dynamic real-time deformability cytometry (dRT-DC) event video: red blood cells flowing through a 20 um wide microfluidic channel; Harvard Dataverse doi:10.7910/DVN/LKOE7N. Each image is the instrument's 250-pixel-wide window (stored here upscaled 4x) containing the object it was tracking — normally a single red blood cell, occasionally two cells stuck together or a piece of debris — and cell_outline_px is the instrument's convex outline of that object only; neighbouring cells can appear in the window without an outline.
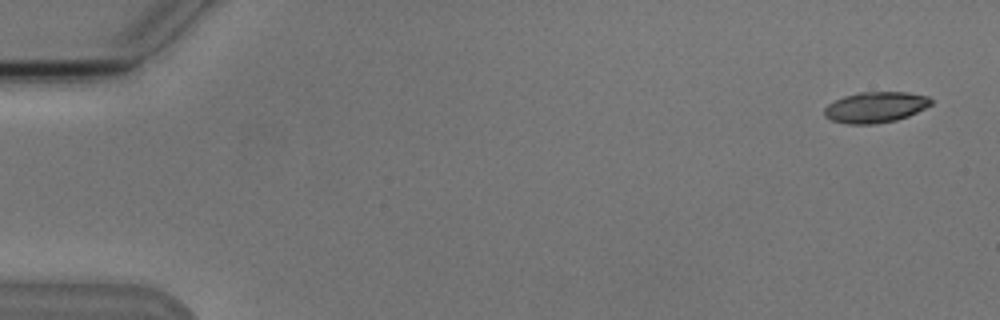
{"species": "Egyptian fruit bat (a non-hibernating species)", "species_latin": "Rousettus aegyptiacus", "temperature_condition": "cold", "stored_images_in_passage": 5, "camera_frame_rate_fps": 3000, "um_per_image_px": 0.085, "animal": {"sex": "male"}, "frame": {"image": 1, "passage_image": 1, "time_ms": 0.0, "image_size_px": [1000, 320], "cell_outline_px": [[932, 104], [908, 116], [896, 120], [876, 124], [848, 124], [832, 120], [824, 116], [824, 108], [828, 104], [844, 96], [860, 92], [908, 92], [928, 96], [932, 100]], "centroid_in_image_um": [74.41, 9.11], "position_along_channel_um": 10.6, "area_um2": 19.13}}